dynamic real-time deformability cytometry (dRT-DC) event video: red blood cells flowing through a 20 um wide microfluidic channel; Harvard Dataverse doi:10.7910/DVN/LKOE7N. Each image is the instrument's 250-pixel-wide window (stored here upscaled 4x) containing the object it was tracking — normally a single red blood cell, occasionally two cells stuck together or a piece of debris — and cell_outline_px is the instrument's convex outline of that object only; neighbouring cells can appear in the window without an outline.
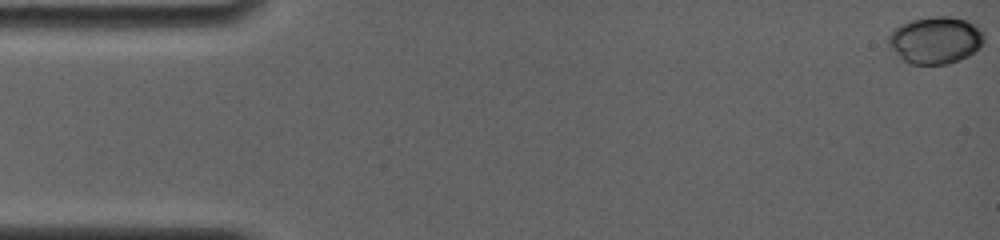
{"species": "common noctule bat (a hibernating species)", "species_latin": "Nyctalus noctula", "temperature_condition": "room temperature", "stored_images_in_passage": 19, "camera_frame_rate_fps": 4000, "um_per_image_px": 0.085, "animal": {"sex": "female", "body_mass_g": 19.0, "forearm_length_mm": 56.7}, "frame": {"image": 1, "passage_image": 1, "time_ms": 0.0, "image_size_px": [1000, 240], "cell_outline_px": [[984, 40], [980, 48], [968, 56], [944, 64], [912, 64], [904, 60], [888, 44], [888, 36], [900, 24], [912, 20], [936, 16], [952, 16], [964, 20], [972, 24], [984, 32]], "centroid_in_image_um": [79.53, 3.4], "position_along_channel_um": 5.5, "area_um2": 25.84}}
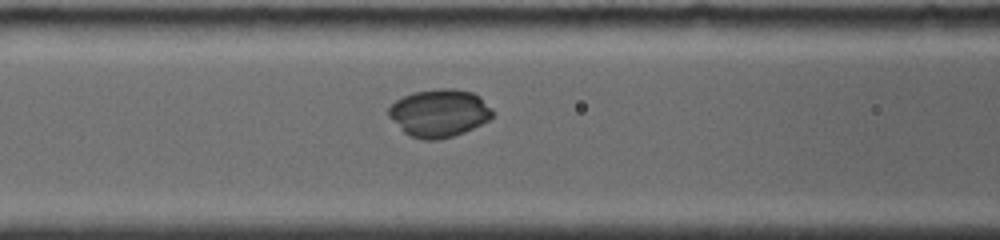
{"frame": {"image": 2, "passage_image": 14, "time_ms": 6.75, "image_size_px": [1000, 240], "cell_outline_px": [[492, 116], [488, 120], [464, 132], [452, 136], [436, 140], [424, 140], [412, 136], [404, 132], [388, 116], [388, 108], [396, 100], [412, 92], [440, 88], [452, 88], [472, 92], [480, 96], [492, 108]], "centroid_in_image_um": [37.32, 9.59], "position_along_channel_um": 129.3, "area_um2": 28.78}}
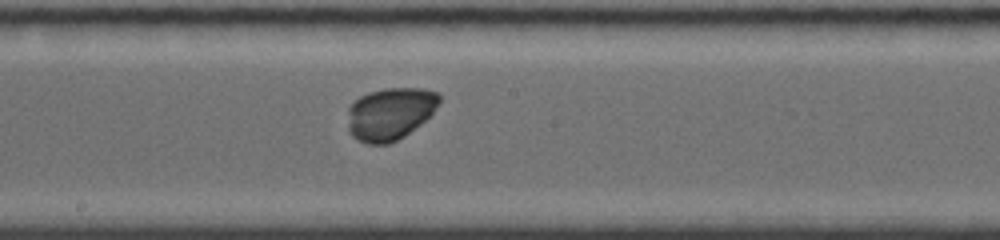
{"frame": {"image": 3, "passage_image": 19, "time_ms": 9.0, "image_size_px": [1000, 240], "cell_outline_px": [[440, 100], [432, 112], [420, 124], [404, 136], [388, 144], [364, 144], [356, 140], [352, 136], [348, 128], [348, 108], [360, 96], [368, 92], [384, 88], [424, 88], [440, 92]], "centroid_in_image_um": [33.13, 9.66], "position_along_channel_um": 215.1, "area_um2": 28.03}}